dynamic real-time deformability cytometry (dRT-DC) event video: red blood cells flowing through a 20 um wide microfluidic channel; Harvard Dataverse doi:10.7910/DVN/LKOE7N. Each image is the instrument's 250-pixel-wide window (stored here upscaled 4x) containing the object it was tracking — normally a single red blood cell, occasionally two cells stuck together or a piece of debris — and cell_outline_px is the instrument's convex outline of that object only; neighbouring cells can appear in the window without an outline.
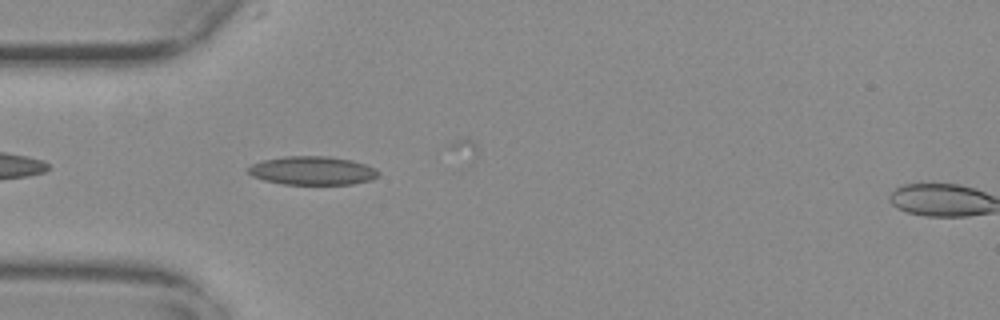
{"species": "common noctule bat (a hibernating species)", "species_latin": "Nyctalus noctula", "temperature_condition": "warm", "stored_images_in_passage": 12, "camera_frame_rate_fps": 3000, "um_per_image_px": 0.085, "animal": {"sex": "female", "body_mass_g": 29.2, "forearm_length_mm": 56.3}, "frame": {"image": 1, "passage_image": 3, "time_ms": 0.667, "image_size_px": [1000, 320], "cell_outline_px": [[380, 172], [372, 180], [352, 184], [284, 184], [264, 180], [252, 176], [248, 172], [248, 168], [252, 164], [260, 160], [284, 156], [328, 156], [352, 160], [376, 168]], "centroid_in_image_um": [26.55, 14.49], "position_along_channel_um": 58.5, "area_um2": 21.73}}
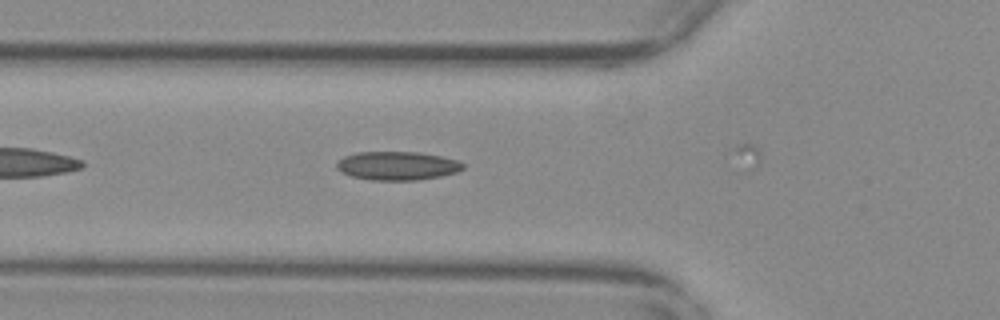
{"frame": {"image": 2, "passage_image": 6, "time_ms": 1.667, "image_size_px": [1000, 320], "cell_outline_px": [[464, 168], [456, 172], [440, 176], [420, 180], [372, 180], [352, 176], [340, 172], [336, 168], [336, 160], [344, 156], [356, 152], [416, 152], [440, 156], [456, 160], [464, 164]], "centroid_in_image_um": [33.72, 14.09], "position_along_channel_um": 92.1, "area_um2": 21.1}}
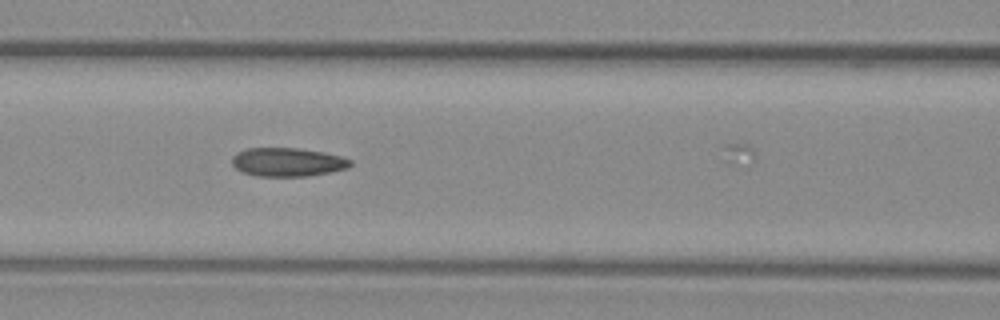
{"frame": {"image": 3, "passage_image": 10, "time_ms": 3.0, "image_size_px": [1000, 320], "cell_outline_px": [[352, 164], [348, 168], [332, 172], [308, 176], [256, 176], [244, 172], [236, 168], [232, 164], [232, 156], [236, 152], [248, 148], [296, 148], [324, 152], [340, 156], [352, 160]], "centroid_in_image_um": [24.46, 13.78], "position_along_channel_um": 142.1, "area_um2": 19.83}}